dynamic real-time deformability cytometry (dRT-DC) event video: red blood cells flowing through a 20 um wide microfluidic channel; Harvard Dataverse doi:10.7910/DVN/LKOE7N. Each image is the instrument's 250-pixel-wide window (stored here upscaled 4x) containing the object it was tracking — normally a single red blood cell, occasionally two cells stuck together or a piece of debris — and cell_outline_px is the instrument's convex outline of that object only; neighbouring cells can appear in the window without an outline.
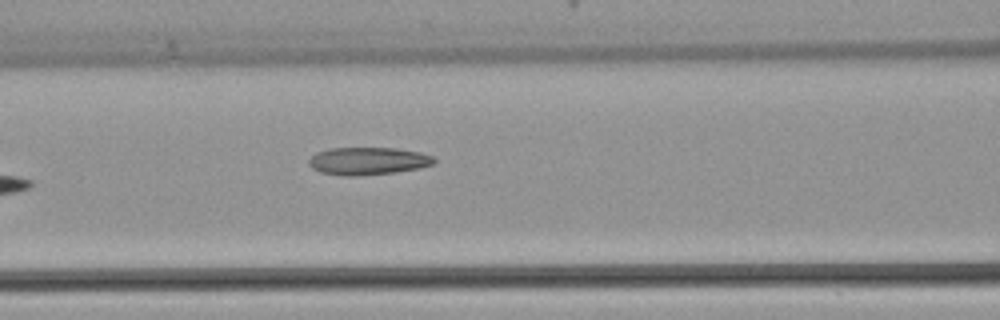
{"species": "common noctule bat (a hibernating species)", "species_latin": "Nyctalus noctula", "temperature_condition": "warm", "stored_images_in_passage": 5, "camera_frame_rate_fps": 3000, "um_per_image_px": 0.085, "animal": {"sex": "female", "body_mass_g": 22.7, "forearm_length_mm": 54.2}, "frame": {"image": 1, "passage_image": 5, "time_ms": 1.333, "image_size_px": [1000, 320], "cell_outline_px": [[436, 160], [432, 164], [420, 168], [396, 172], [356, 176], [344, 176], [320, 172], [312, 168], [308, 164], [308, 160], [316, 152], [332, 148], [396, 148], [420, 152], [432, 156]], "centroid_in_image_um": [31.26, 13.69], "position_along_channel_um": 135.3, "area_um2": 20.17}}